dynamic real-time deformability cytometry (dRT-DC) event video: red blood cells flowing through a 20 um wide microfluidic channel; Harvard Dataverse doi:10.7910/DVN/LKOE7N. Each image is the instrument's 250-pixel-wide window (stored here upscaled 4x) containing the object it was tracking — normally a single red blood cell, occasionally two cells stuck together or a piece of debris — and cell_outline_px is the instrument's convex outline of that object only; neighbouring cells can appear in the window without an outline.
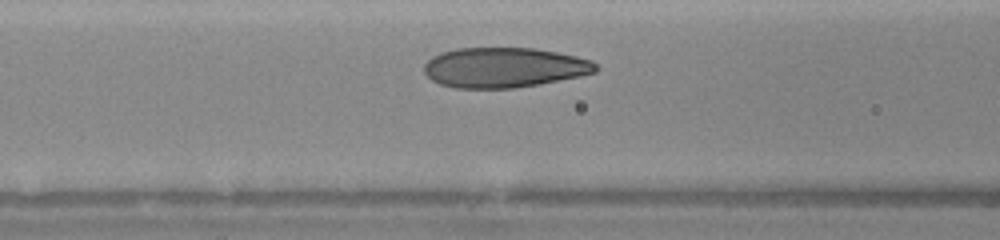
{"species": "human", "species_latin": "Homo sapiens", "temperature_condition": "warm", "stored_images_in_passage": 27, "camera_frame_rate_fps": 3000, "um_per_image_px": 0.085, "donor": {"sex": "female"}, "frame": {"image": 1, "passage_image": 11, "time_ms": 3.333, "image_size_px": [1000, 240], "cell_outline_px": [[600, 68], [596, 72], [580, 76], [516, 88], [456, 88], [440, 84], [432, 80], [424, 72], [424, 64], [432, 56], [440, 52], [456, 48], [536, 48], [576, 56], [592, 60]], "centroid_in_image_um": [42.85, 5.73], "position_along_channel_um": 123.8, "area_um2": 40.17}}
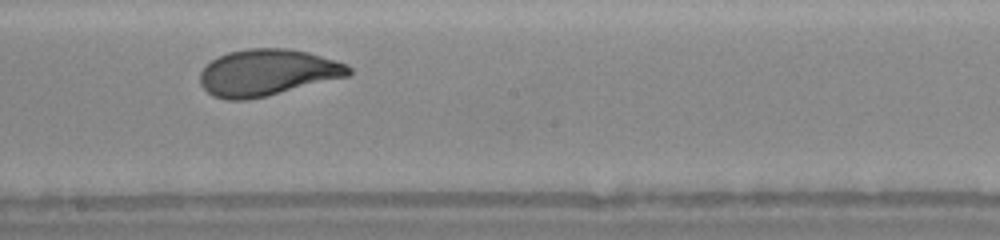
{"frame": {"image": 2, "passage_image": 17, "time_ms": 5.667, "image_size_px": [1000, 240], "cell_outline_px": [[352, 72], [348, 76], [248, 100], [224, 100], [212, 96], [200, 84], [200, 72], [212, 60], [228, 52], [248, 48], [288, 48], [308, 52], [336, 60], [348, 64], [352, 68]], "centroid_in_image_um": [22.72, 6.16], "position_along_channel_um": 225.5, "area_um2": 40.23}}
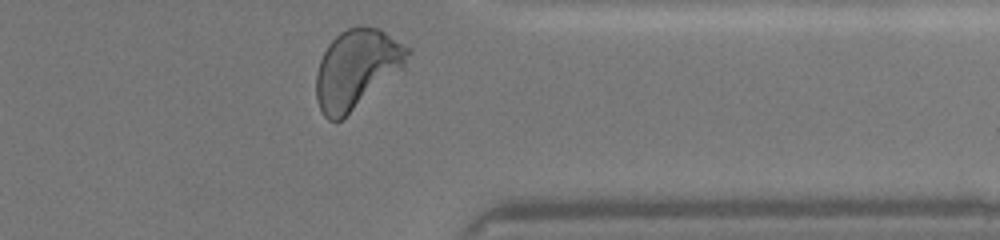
{"frame": {"image": 3, "passage_image": 27, "time_ms": 9.333, "image_size_px": [1000, 240], "cell_outline_px": [[412, 52], [404, 68], [340, 120], [328, 120], [320, 112], [316, 100], [316, 72], [320, 60], [328, 44], [340, 32], [348, 28], [360, 24], [380, 28], [412, 48]], "centroid_in_image_um": [30.34, 5.81], "position_along_channel_um": 381.1, "area_um2": 42.37}}